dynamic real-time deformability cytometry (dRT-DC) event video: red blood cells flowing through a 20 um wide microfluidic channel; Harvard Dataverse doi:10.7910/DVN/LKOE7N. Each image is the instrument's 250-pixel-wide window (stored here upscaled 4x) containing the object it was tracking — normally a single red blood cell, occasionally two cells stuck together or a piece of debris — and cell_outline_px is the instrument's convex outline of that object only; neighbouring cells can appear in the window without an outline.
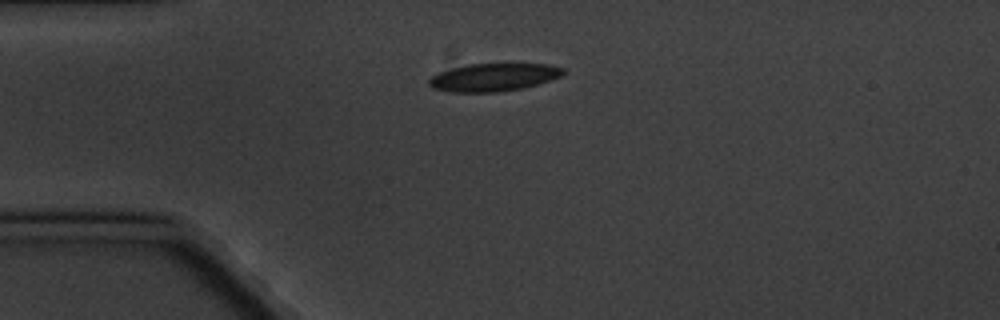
{"species": "common noctule bat (a hibernating species)", "species_latin": "Nyctalus noctula", "temperature_condition": "cold", "stored_images_in_passage": 3, "camera_frame_rate_fps": 3000, "um_per_image_px": 0.085, "animal": {"sex": "male", "body_mass_g": 20.1, "forearm_length_mm": 53.5}, "frame": {"image": 1, "passage_image": 1, "time_ms": 0.0, "image_size_px": [1000, 320], "cell_outline_px": [[564, 72], [560, 76], [524, 88], [500, 92], [452, 92], [432, 88], [428, 84], [428, 80], [432, 76], [440, 72], [452, 68], [468, 64], [548, 64], [564, 68]], "centroid_in_image_um": [41.92, 6.57], "position_along_channel_um": 43.1, "area_um2": 21.62}}